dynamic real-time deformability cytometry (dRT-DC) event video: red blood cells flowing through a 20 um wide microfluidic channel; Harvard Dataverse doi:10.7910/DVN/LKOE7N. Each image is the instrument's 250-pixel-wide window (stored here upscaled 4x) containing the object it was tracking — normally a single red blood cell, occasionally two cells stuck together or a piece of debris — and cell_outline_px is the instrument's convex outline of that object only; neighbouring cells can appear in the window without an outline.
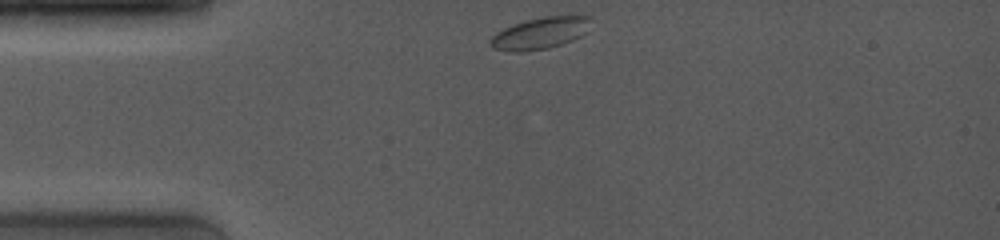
{"species": "common noctule bat (a hibernating species)", "species_latin": "Nyctalus noctula", "temperature_condition": "room temperature", "stored_images_in_passage": 51, "camera_frame_rate_fps": 4000, "um_per_image_px": 0.085, "animal": {"sex": "female", "body_mass_g": 19.0, "forearm_length_mm": 53.3}, "frame": {"image": 1, "passage_image": 1, "time_ms": 0.0, "image_size_px": [1000, 240], "cell_outline_px": [[592, 20], [580, 36], [572, 40], [548, 48], [520, 52], [516, 52], [492, 48], [488, 44], [488, 40], [496, 32], [512, 24], [524, 20], [544, 16], [592, 16]], "centroid_in_image_um": [45.84, 2.81], "position_along_channel_um": 39.2, "area_um2": 18.5}}
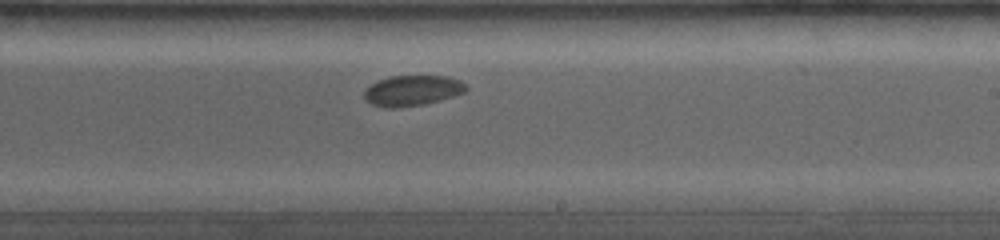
{"frame": {"image": 2, "passage_image": 29, "time_ms": 6.5, "image_size_px": [1000, 240], "cell_outline_px": [[468, 88], [464, 92], [440, 100], [424, 104], [396, 108], [388, 108], [372, 104], [364, 100], [364, 92], [376, 80], [388, 76], [448, 76], [460, 80], [468, 84]], "centroid_in_image_um": [35.05, 7.69], "position_along_channel_um": 253.9, "area_um2": 18.21}}
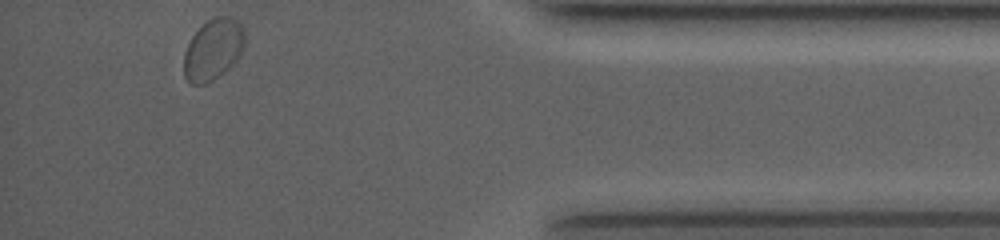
{"frame": {"image": 3, "passage_image": 51, "time_ms": 11.5, "image_size_px": [1000, 240], "cell_outline_px": [[244, 48], [240, 56], [224, 72], [212, 80], [204, 84], [188, 84], [184, 76], [184, 52], [192, 36], [212, 16], [228, 16], [236, 20], [244, 28]], "centroid_in_image_um": [18.11, 4.21], "position_along_channel_um": 417.1, "area_um2": 21.68}, "authors_computed_cell_mechanics": {"area_um2": 18.6694, "velocity_mm_per_s": 3.7933, "shape_relaxation_time_tau1_ms": 1.2002, "shape_relaxation_time_tau2_ms": null, "deformation_change_tau1": 0.0434, "deformation_change_tau2": null}}